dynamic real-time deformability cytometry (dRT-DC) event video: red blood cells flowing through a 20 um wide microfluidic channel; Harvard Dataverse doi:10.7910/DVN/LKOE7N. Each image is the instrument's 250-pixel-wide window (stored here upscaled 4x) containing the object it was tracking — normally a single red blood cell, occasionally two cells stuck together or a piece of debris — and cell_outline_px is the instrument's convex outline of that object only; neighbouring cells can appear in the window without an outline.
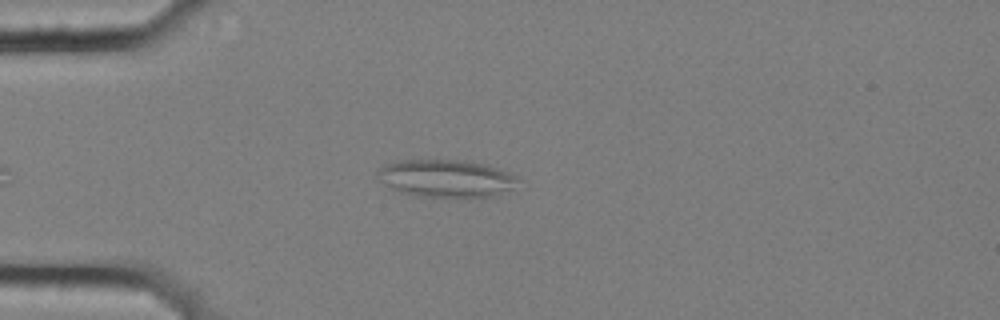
{"species": "common noctule bat (a hibernating species)", "species_latin": "Nyctalus noctula", "temperature_condition": "cold", "stored_images_in_passage": 35, "segment_of_instrument_passage": [1, 2], "camera_frame_rate_fps": 3000, "um_per_image_px": 0.085, "animal": {"sex": "female", "body_mass_g": 25.1}, "frame": {"image": 1, "passage_image": 2, "time_ms": 0.333, "image_size_px": [1000, 320], "cell_outline_px": [[524, 180], [512, 188], [496, 196], [416, 196], [400, 192], [392, 188], [376, 176], [376, 172], [384, 164], [404, 160], [456, 160], [488, 164], [520, 176]], "centroid_in_image_um": [37.99, 15.15], "position_along_channel_um": 47.0, "area_um2": 30.75}}
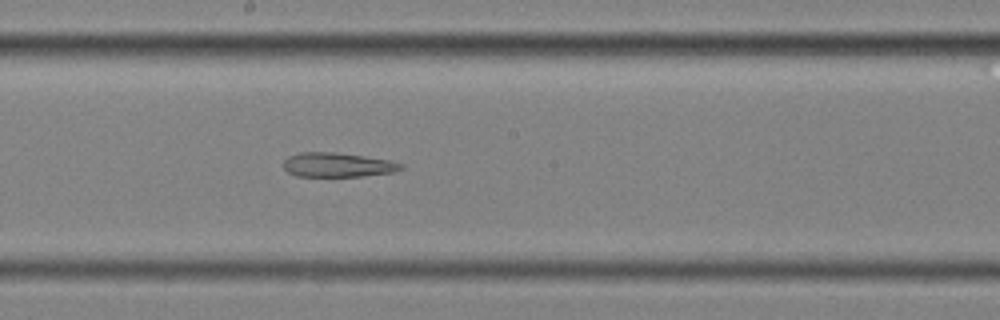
{"frame": {"image": 2, "passage_image": 18, "time_ms": 5.667, "image_size_px": [1000, 320], "cell_outline_px": [[404, 168], [396, 172], [364, 176], [296, 176], [288, 172], [284, 168], [284, 160], [288, 156], [300, 152], [336, 152], [392, 160], [404, 164]], "centroid_in_image_um": [28.75, 14.01], "position_along_channel_um": 219.5, "area_um2": 16.88}}
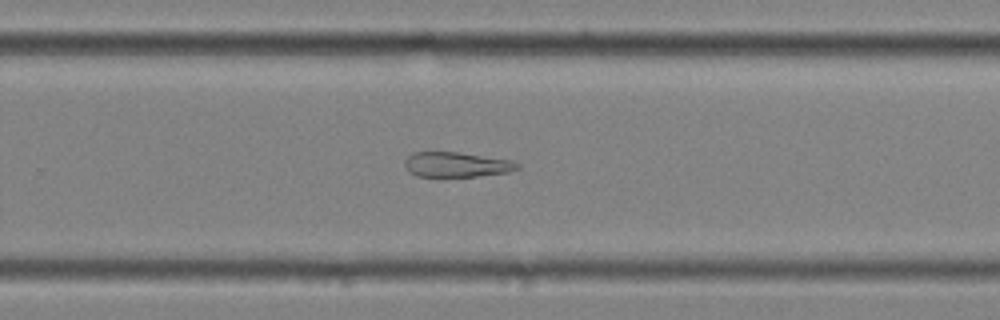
{"frame": {"image": 3, "passage_image": 24, "time_ms": 7.667, "image_size_px": [1000, 320], "cell_outline_px": [[520, 168], [508, 172], [476, 176], [416, 176], [408, 172], [404, 164], [404, 160], [412, 152], [460, 152], [512, 160], [520, 164]], "centroid_in_image_um": [38.79, 13.98], "position_along_channel_um": 291.0, "area_um2": 16.47}}